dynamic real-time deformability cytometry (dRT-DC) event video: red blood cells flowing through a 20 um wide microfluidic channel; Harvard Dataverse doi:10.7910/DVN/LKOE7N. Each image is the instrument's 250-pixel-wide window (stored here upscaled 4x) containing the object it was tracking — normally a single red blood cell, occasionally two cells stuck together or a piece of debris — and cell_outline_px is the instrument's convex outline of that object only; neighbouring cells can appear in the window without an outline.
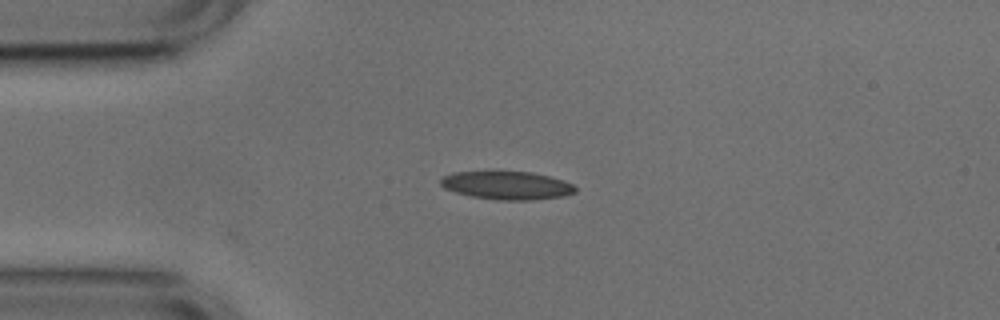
{"species": "common noctule bat (a hibernating species)", "species_latin": "Nyctalus noctula", "temperature_condition": "cold", "stored_images_in_passage": 4, "camera_frame_rate_fps": 3000, "um_per_image_px": 0.085, "animal": {"sex": "male", "body_mass_g": 17.9, "forearm_length_mm": 54.2}, "frame": {"image": 1, "passage_image": 1, "time_ms": 0.0, "image_size_px": [1000, 320], "cell_outline_px": [[576, 192], [564, 196], [532, 200], [496, 200], [472, 196], [456, 192], [444, 188], [440, 184], [440, 180], [444, 176], [456, 172], [532, 172], [564, 180], [572, 184], [576, 188]], "centroid_in_image_um": [43.11, 15.77], "position_along_channel_um": 41.9, "area_um2": 21.96}}